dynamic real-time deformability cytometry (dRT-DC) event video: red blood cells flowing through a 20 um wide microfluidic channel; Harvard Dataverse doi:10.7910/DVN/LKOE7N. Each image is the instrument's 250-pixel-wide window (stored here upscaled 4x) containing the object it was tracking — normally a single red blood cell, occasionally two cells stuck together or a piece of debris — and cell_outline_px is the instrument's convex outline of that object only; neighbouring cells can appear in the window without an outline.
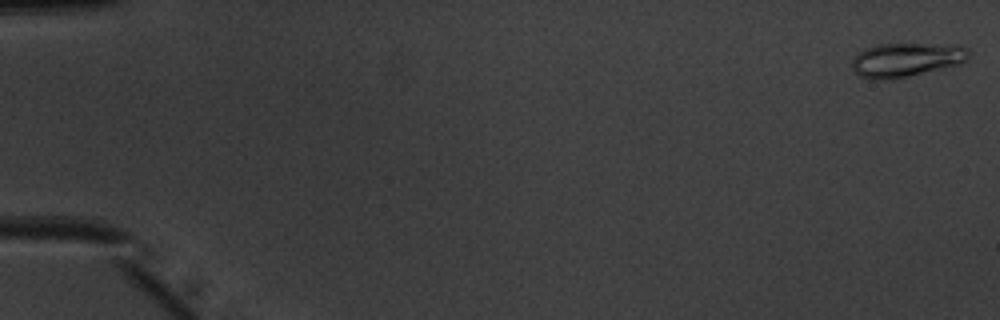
{"species": "common noctule bat (a hibernating species)", "species_latin": "Nyctalus noctula", "temperature_condition": "warm", "stored_images_in_passage": 51, "camera_frame_rate_fps": 3000, "um_per_image_px": 0.085, "animal": {"sex": "male", "body_mass_g": 20.1, "forearm_length_mm": 53.5}, "frame": {"image": 1, "passage_image": 1, "time_ms": 0.0, "image_size_px": [1000, 320], "cell_outline_px": [[972, 52], [960, 64], [892, 80], [872, 80], [860, 76], [852, 72], [852, 60], [864, 48], [876, 44], [960, 44], [968, 48]], "centroid_in_image_um": [77.03, 5.08], "position_along_channel_um": 8.0, "area_um2": 23.52}}
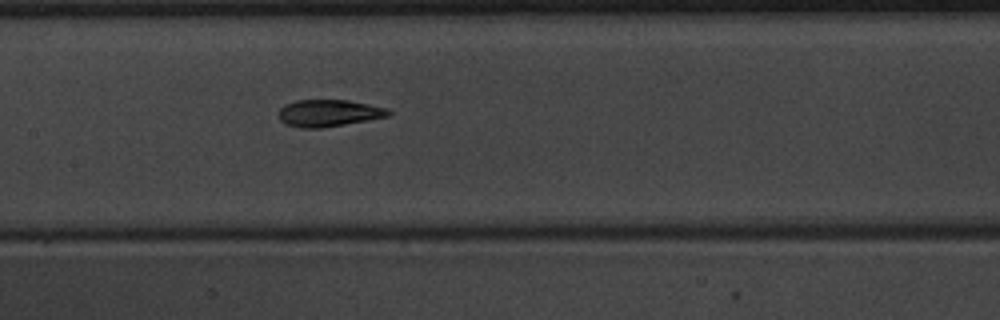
{"frame": {"image": 2, "passage_image": 26, "time_ms": 8.333, "image_size_px": [1000, 320], "cell_outline_px": [[392, 112], [388, 116], [368, 120], [320, 128], [300, 128], [284, 124], [280, 120], [280, 108], [284, 104], [296, 100], [348, 100], [388, 108]], "centroid_in_image_um": [27.93, 9.61], "position_along_channel_um": 179.5, "area_um2": 17.22}}
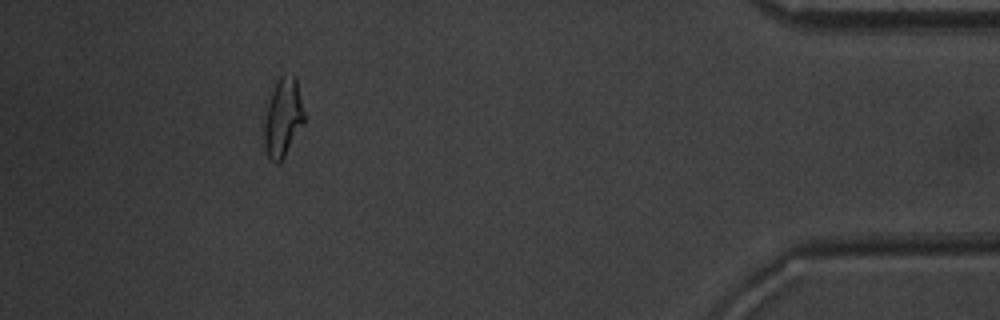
{"frame": {"image": 3, "passage_image": 47, "time_ms": 15.333, "image_size_px": [1000, 320], "cell_outline_px": [[304, 120], [284, 156], [276, 164], [268, 156], [264, 148], [264, 124], [268, 104], [272, 92], [280, 76], [284, 72], [296, 76], [304, 112]], "centroid_in_image_um": [24.04, 9.95], "position_along_channel_um": 411.2, "area_um2": 17.86}, "authors_computed_cell_mechanics": {"area_um2": 17.918, "velocity_mm_per_s": 4.0297, "shape_relaxation_time_tau1_ms": 3.8439, "shape_relaxation_time_tau2_ms": 1.9686, "deformation_change_tau1": 0.1639, "deformation_change_tau2": 0.0839}}